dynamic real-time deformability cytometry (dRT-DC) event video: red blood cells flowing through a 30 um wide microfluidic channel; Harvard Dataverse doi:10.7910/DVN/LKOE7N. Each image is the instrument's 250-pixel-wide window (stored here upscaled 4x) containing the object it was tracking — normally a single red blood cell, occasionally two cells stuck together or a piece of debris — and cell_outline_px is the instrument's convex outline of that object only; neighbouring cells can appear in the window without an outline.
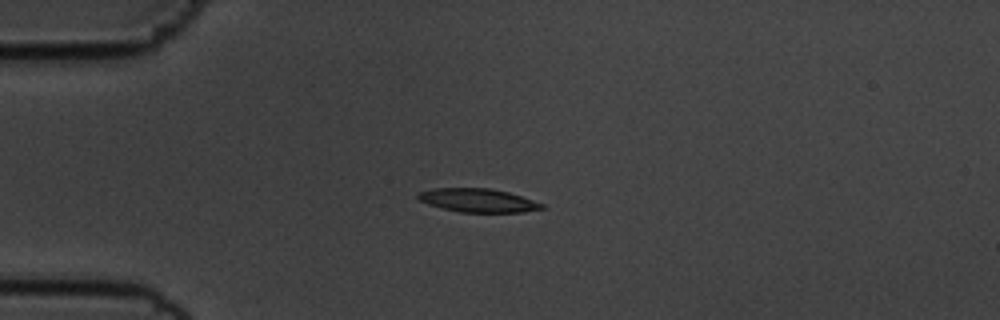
{"species": "common noctule bat (a hibernating species)", "species_latin": "Nyctalus noctula", "temperature_condition": "cold", "stored_images_in_passage": 43, "camera_frame_rate_fps": 3000, "um_per_image_px": 0.085, "animal": {"sex": "male", "body_mass_g": 19.5, "forearm_length_mm": 54.6}, "frame": {"image": 1, "passage_image": 1, "time_ms": 0.0, "image_size_px": [1000, 320], "cell_outline_px": [[548, 208], [524, 212], [460, 212], [428, 204], [420, 200], [416, 196], [420, 192], [432, 188], [492, 188], [508, 192], [544, 204]], "centroid_in_image_um": [40.66, 17.03], "position_along_channel_um": 44.3, "area_um2": 16.94}}
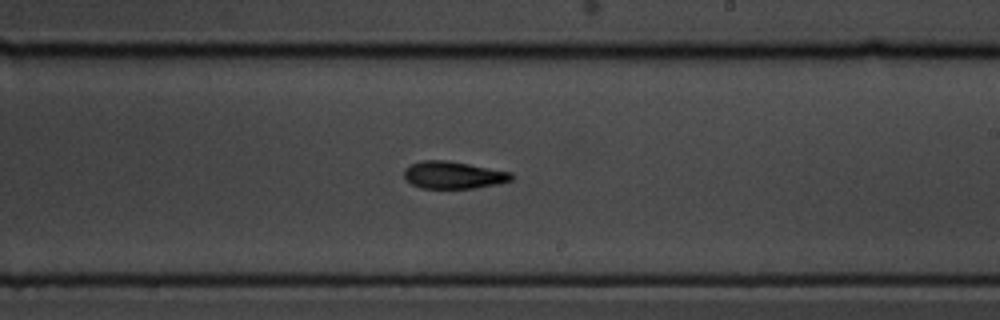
{"frame": {"image": 2, "passage_image": 20, "time_ms": 6.333, "image_size_px": [1000, 320], "cell_outline_px": [[512, 180], [500, 184], [476, 188], [420, 188], [412, 184], [404, 176], [404, 168], [420, 160], [448, 160], [512, 172]], "centroid_in_image_um": [38.55, 14.87], "position_along_channel_um": 250.5, "area_um2": 17.17}}
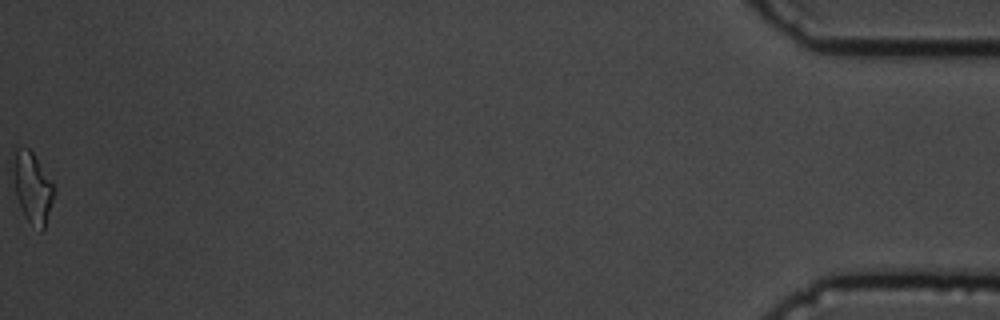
{"frame": {"image": 3, "passage_image": 43, "time_ms": 14.0, "image_size_px": [1000, 320], "cell_outline_px": [[56, 192], [44, 228], [40, 232], [24, 216], [20, 208], [16, 196], [16, 148], [28, 148], [32, 152], [56, 188]], "centroid_in_image_um": [2.83, 16.04], "position_along_channel_um": 432.4, "area_um2": 16.07}, "authors_computed_cell_mechanics": {"area_um2": 16.9932, "velocity_mm_per_s": 3.6092, "shape_relaxation_time_tau1_ms": 2.8268, "shape_relaxation_time_tau2_ms": 9.5488, "deformation_change_tau1": 0.1118, "deformation_change_tau2": 0.2068}}